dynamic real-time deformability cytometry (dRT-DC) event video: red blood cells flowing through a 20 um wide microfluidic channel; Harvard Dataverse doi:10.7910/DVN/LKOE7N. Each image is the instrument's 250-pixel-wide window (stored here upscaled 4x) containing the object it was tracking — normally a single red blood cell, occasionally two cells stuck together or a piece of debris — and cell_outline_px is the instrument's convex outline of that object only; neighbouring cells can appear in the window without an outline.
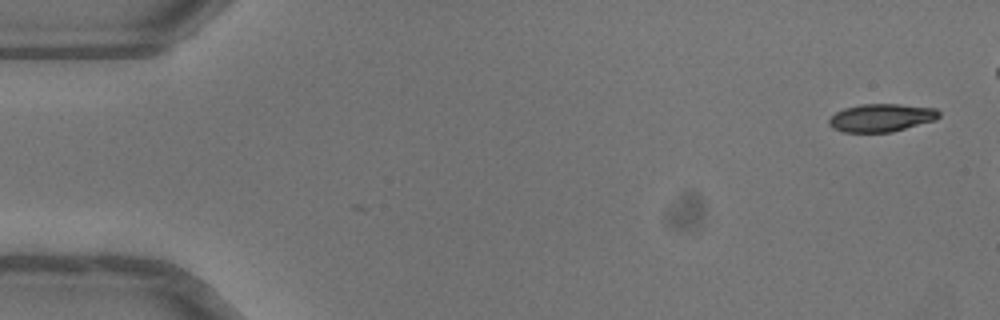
{"species": "common noctule bat (a hibernating species)", "species_latin": "Nyctalus noctula", "temperature_condition": "warm", "stored_images_in_passage": 2, "camera_frame_rate_fps": 3000, "um_per_image_px": 0.085, "animal": {"sex": "female"}, "frame": {"image": 1, "passage_image": 2, "time_ms": 0.333, "image_size_px": [1000, 320], "cell_outline_px": [[940, 116], [936, 120], [892, 132], [840, 132], [832, 128], [828, 124], [828, 120], [836, 112], [844, 108], [860, 104], [900, 104], [936, 108], [940, 112]], "centroid_in_image_um": [74.91, 10.01], "position_along_channel_um": 10.1, "area_um2": 18.09}}